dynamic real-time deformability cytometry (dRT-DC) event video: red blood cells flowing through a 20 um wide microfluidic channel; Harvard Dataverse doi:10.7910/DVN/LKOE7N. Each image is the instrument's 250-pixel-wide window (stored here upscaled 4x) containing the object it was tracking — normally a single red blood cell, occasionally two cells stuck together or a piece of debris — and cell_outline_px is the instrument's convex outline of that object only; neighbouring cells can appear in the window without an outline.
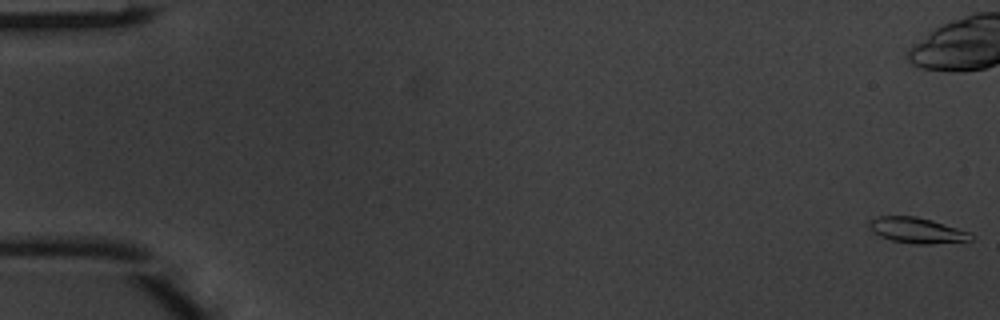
{"species": "common noctule bat (a hibernating species)", "species_latin": "Nyctalus noctula", "temperature_condition": "warm", "stored_images_in_passage": 6, "camera_frame_rate_fps": 3000, "um_per_image_px": 0.085, "animal": {"sex": "male", "body_mass_g": 20.1, "forearm_length_mm": 53.5}, "frame": {"image": 1, "passage_image": 1, "time_ms": 0.0, "image_size_px": [1000, 320], "cell_outline_px": [[972, 240], [928, 244], [912, 244], [892, 240], [880, 236], [872, 232], [868, 228], [868, 224], [872, 220], [880, 216], [916, 216], [932, 220], [972, 232]], "centroid_in_image_um": [77.95, 19.58], "position_along_channel_um": 7.1, "area_um2": 15.2}}